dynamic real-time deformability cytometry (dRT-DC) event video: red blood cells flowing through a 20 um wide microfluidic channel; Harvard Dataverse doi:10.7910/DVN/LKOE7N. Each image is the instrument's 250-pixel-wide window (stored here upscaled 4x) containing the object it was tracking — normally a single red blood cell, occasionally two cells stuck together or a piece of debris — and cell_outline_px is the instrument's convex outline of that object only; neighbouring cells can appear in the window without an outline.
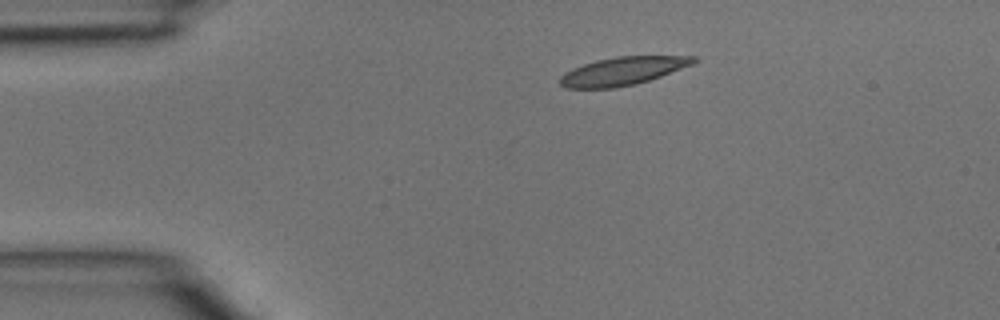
{"species": "common noctule bat (a hibernating species)", "species_latin": "Nyctalus noctula", "temperature_condition": "room temperature", "stored_images_in_passage": 2, "camera_frame_rate_fps": 3000, "um_per_image_px": 0.085, "animal": {"sex": "male", "body_mass_g": 15.6}, "frame": {"image": 1, "passage_image": 1, "time_ms": 0.0, "image_size_px": [1000, 320], "cell_outline_px": [[700, 60], [692, 64], [660, 76], [636, 84], [616, 88], [568, 88], [560, 84], [560, 76], [564, 72], [572, 68], [596, 60], [616, 56], [696, 56]], "centroid_in_image_um": [52.92, 6.03], "position_along_channel_um": 32.1, "area_um2": 21.85}}